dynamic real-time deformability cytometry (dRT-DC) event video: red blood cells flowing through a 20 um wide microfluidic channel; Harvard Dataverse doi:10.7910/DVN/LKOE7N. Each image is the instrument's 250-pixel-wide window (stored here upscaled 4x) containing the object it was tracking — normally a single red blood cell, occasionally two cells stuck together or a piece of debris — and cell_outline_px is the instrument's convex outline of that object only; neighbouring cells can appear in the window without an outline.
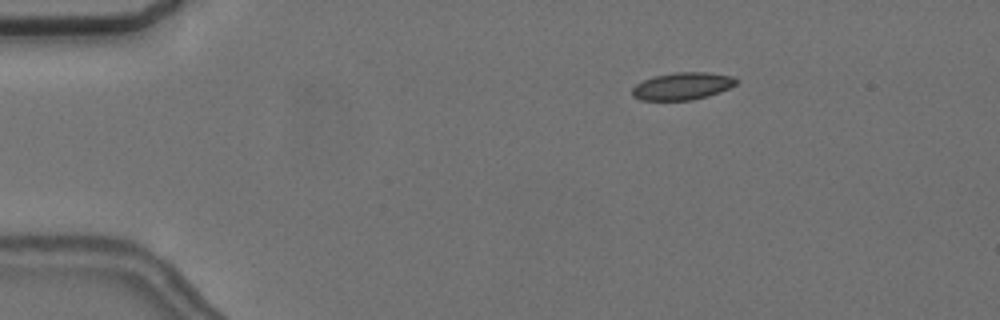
{"species": "common noctule bat (a hibernating species)", "species_latin": "Nyctalus noctula", "temperature_condition": "cold", "stored_images_in_passage": 56, "camera_frame_rate_fps": 3000, "um_per_image_px": 0.085, "animal": {"sex": "female", "body_mass_g": 24.6, "forearm_length_mm": 56.2}, "frame": {"image": 1, "passage_image": 9, "time_ms": 2.667, "image_size_px": [1000, 320], "cell_outline_px": [[740, 80], [736, 84], [720, 92], [708, 96], [692, 100], [640, 100], [632, 96], [632, 88], [636, 84], [644, 80], [656, 76], [676, 72], [708, 72], [732, 76]], "centroid_in_image_um": [58.02, 7.32], "position_along_channel_um": 27.0, "area_um2": 16.59}}
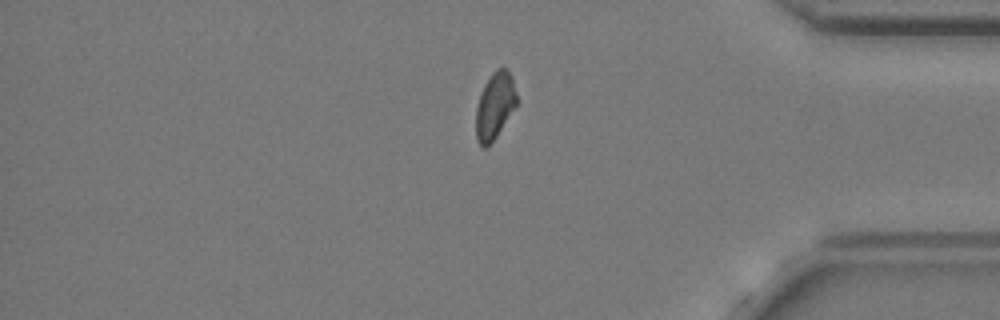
{"frame": {"image": 2, "passage_image": 47, "time_ms": 15.333, "image_size_px": [1000, 320], "cell_outline_px": [[516, 104], [496, 136], [484, 148], [476, 140], [476, 108], [480, 92], [484, 84], [492, 72], [496, 68], [508, 68], [512, 76], [516, 92]], "centroid_in_image_um": [42.04, 8.93], "position_along_channel_um": 393.2, "area_um2": 15.61}}
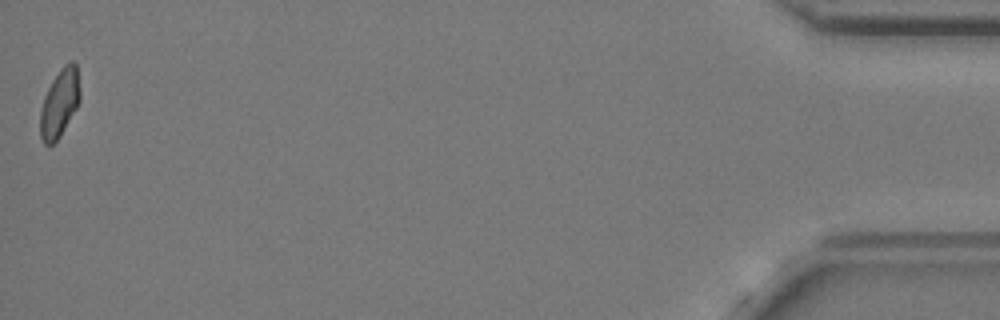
{"frame": {"image": 3, "passage_image": 56, "time_ms": 18.333, "image_size_px": [1000, 320], "cell_outline_px": [[80, 100], [76, 108], [60, 136], [52, 144], [44, 144], [40, 136], [40, 108], [44, 96], [52, 80], [60, 68], [64, 64], [72, 60], [76, 64], [80, 92]], "centroid_in_image_um": [5.05, 8.75], "position_along_channel_um": 430.1, "area_um2": 15.72}, "authors_computed_cell_mechanics": {"area_um2": 16.2996, "velocity_mm_per_s": 3.6324, "shape_relaxation_time_tau1_ms": null, "shape_relaxation_time_tau2_ms": 2.8898, "deformation_change_tau1": null, "deformation_change_tau2": 0.0835}}